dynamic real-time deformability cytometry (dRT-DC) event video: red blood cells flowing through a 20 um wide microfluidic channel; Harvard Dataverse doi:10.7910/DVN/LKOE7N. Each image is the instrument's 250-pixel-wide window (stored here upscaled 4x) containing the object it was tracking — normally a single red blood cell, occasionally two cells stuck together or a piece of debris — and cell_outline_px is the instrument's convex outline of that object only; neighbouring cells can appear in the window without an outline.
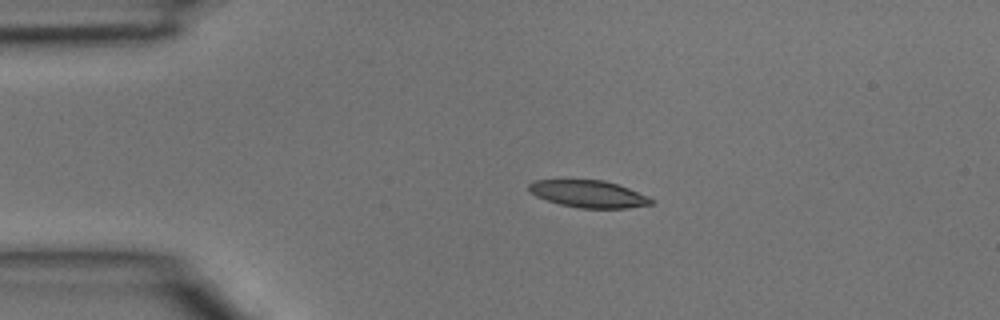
{"species": "common noctule bat (a hibernating species)", "species_latin": "Nyctalus noctula", "temperature_condition": "room temperature", "stored_images_in_passage": 2, "camera_frame_rate_fps": 3000, "um_per_image_px": 0.085, "animal": {"sex": "male", "body_mass_g": 15.6}, "frame": {"image": 1, "passage_image": 2, "time_ms": 0.333, "image_size_px": [1000, 320], "cell_outline_px": [[652, 204], [628, 208], [580, 208], [560, 204], [536, 196], [528, 188], [528, 184], [536, 180], [604, 180], [628, 188], [648, 196], [652, 200]], "centroid_in_image_um": [50.03, 16.48], "position_along_channel_um": 35.0, "area_um2": 19.07}}